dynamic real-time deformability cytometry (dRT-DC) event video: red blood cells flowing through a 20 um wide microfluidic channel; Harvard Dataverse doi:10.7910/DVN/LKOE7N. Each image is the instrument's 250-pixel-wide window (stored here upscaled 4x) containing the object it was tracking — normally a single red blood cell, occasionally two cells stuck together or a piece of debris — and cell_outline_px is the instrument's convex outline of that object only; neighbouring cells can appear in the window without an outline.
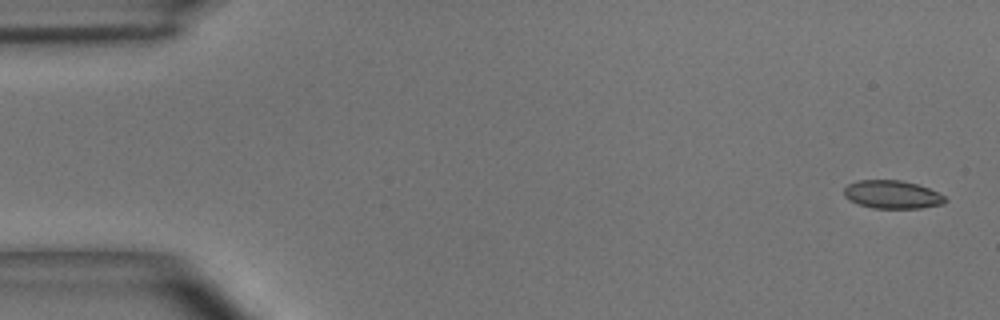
{"species": "common noctule bat (a hibernating species)", "species_latin": "Nyctalus noctula", "temperature_condition": "room temperature", "stored_images_in_passage": 5, "segment_of_instrument_passage": [1, 2], "camera_frame_rate_fps": 3000, "um_per_image_px": 0.085, "animal": {"sex": "male", "body_mass_g": 15.6}, "frame": {"image": 1, "passage_image": 1, "time_ms": 0.0, "image_size_px": [1000, 320], "cell_outline_px": [[948, 200], [944, 204], [920, 208], [872, 208], [848, 200], [844, 196], [844, 188], [848, 184], [860, 180], [900, 180], [916, 184], [928, 188], [944, 196]], "centroid_in_image_um": [75.83, 16.54], "position_along_channel_um": 9.2, "area_um2": 16.53}}
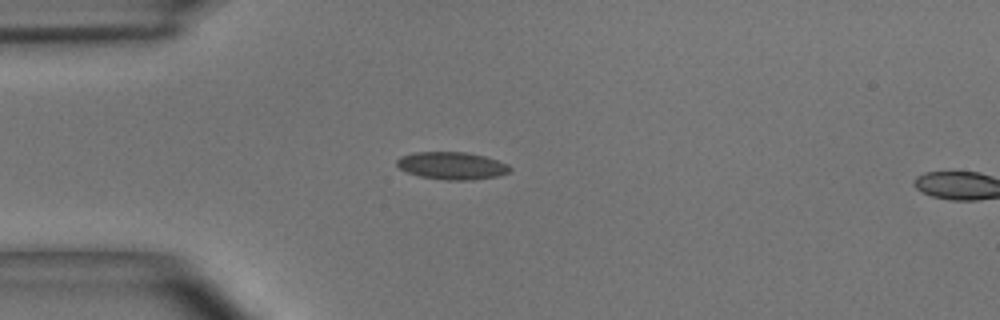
{"frame": {"image": 2, "passage_image": 4, "time_ms": 1.0, "image_size_px": [1000, 320], "cell_outline_px": [[512, 168], [508, 172], [500, 176], [472, 180], [448, 180], [420, 176], [408, 172], [400, 168], [396, 164], [396, 160], [400, 156], [416, 152], [464, 152], [484, 156], [508, 164]], "centroid_in_image_um": [38.42, 14.08], "position_along_channel_um": 46.6, "area_um2": 18.03}}